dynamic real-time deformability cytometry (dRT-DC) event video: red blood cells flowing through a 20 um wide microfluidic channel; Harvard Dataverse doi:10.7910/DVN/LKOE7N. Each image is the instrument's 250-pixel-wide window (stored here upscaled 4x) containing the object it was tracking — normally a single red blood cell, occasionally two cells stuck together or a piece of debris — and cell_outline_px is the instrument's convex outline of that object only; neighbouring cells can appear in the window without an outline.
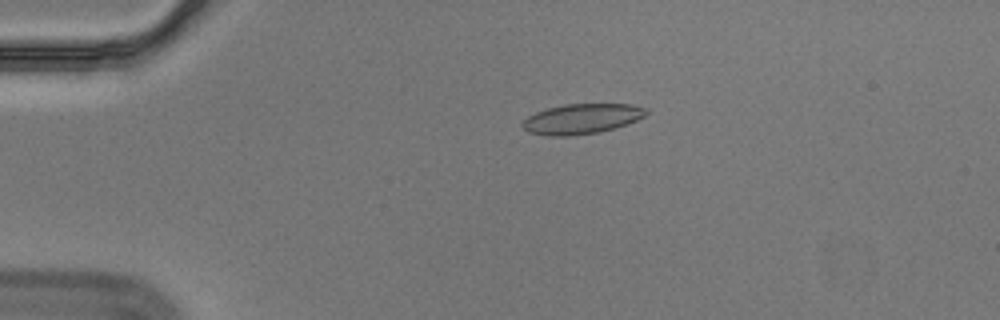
{"species": "Egyptian fruit bat (a non-hibernating species)", "species_latin": "Rousettus aegyptiacus", "temperature_condition": "cold", "stored_images_in_passage": 48, "camera_frame_rate_fps": 3000, "um_per_image_px": 0.085, "animal": {"sex": "male"}, "frame": {"image": 1, "passage_image": 4, "time_ms": 1.0, "image_size_px": [1000, 320], "cell_outline_px": [[648, 112], [644, 116], [636, 120], [616, 128], [596, 132], [572, 136], [548, 136], [528, 132], [520, 124], [528, 116], [536, 112], [548, 108], [564, 104], [632, 104], [648, 108]], "centroid_in_image_um": [49.44, 10.1], "position_along_channel_um": 35.6, "area_um2": 21.73}}
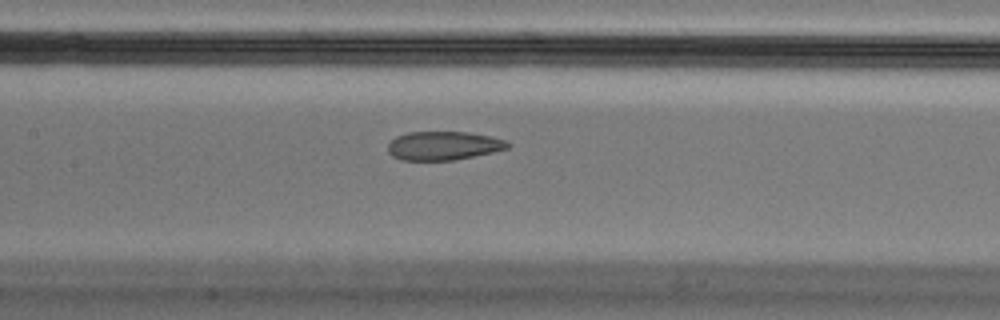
{"frame": {"image": 2, "passage_image": 19, "time_ms": 6.0, "image_size_px": [1000, 320], "cell_outline_px": [[512, 144], [508, 148], [492, 152], [456, 160], [400, 160], [392, 156], [388, 152], [388, 144], [396, 136], [408, 132], [468, 132], [492, 136], [508, 140]], "centroid_in_image_um": [37.72, 12.38], "position_along_channel_um": 169.7, "area_um2": 20.23}}
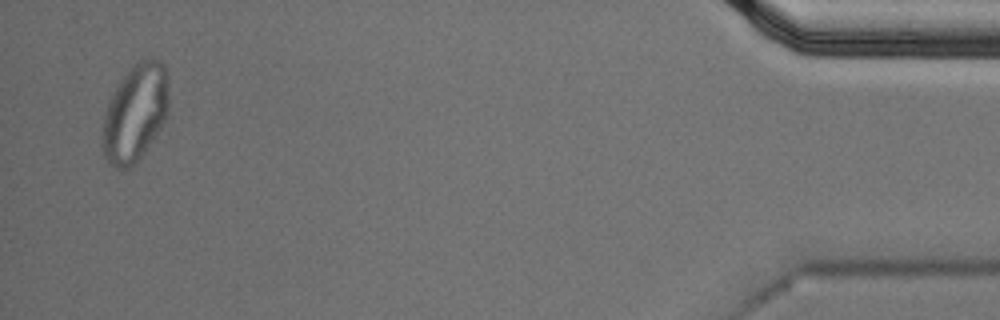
{"frame": {"image": 3, "passage_image": 47, "time_ms": 15.333, "image_size_px": [1000, 320], "cell_outline_px": [[168, 112], [156, 136], [132, 168], [124, 172], [116, 168], [104, 156], [100, 144], [104, 116], [108, 104], [120, 80], [144, 56], [152, 56], [160, 60], [164, 64], [168, 76]], "centroid_in_image_um": [11.5, 9.62], "position_along_channel_um": 423.7, "area_um2": 38.03}, "authors_computed_cell_mechanics": {"area_um2": 22.0507, "velocity_mm_per_s": 3.539, "shape_relaxation_time_tau1_ms": null, "shape_relaxation_time_tau2_ms": 1.9942, "deformation_change_tau1": null, "deformation_change_tau2": 0.0488}}